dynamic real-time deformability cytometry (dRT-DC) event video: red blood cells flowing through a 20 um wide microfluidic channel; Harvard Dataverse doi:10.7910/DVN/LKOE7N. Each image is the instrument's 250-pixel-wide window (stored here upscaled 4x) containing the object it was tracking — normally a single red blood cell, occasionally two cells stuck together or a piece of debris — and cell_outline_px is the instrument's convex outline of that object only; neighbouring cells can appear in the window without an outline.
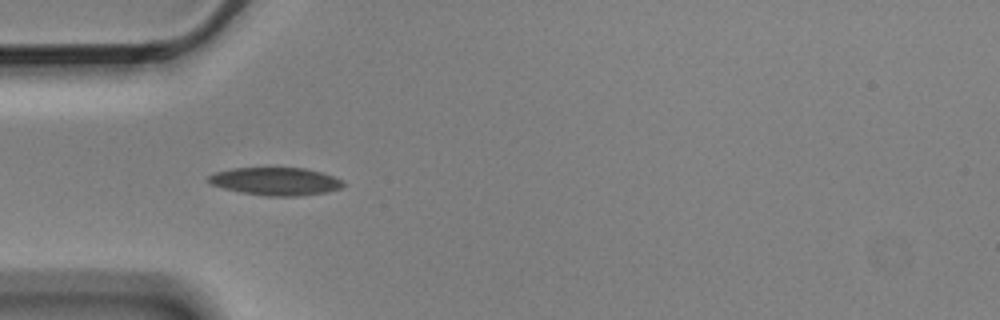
{"species": "Egyptian fruit bat (a non-hibernating species)", "species_latin": "Rousettus aegyptiacus", "temperature_condition": "cold", "stored_images_in_passage": 5, "camera_frame_rate_fps": 3000, "um_per_image_px": 0.085, "animal": {"sex": "male"}, "frame": {"image": 1, "passage_image": 4, "time_ms": 1.0, "image_size_px": [1000, 320], "cell_outline_px": [[344, 184], [340, 188], [324, 192], [300, 196], [268, 196], [244, 192], [224, 188], [212, 184], [208, 180], [208, 176], [216, 172], [232, 168], [304, 168], [320, 172], [344, 180]], "centroid_in_image_um": [23.45, 15.41], "position_along_channel_um": 61.6, "area_um2": 21.5}}
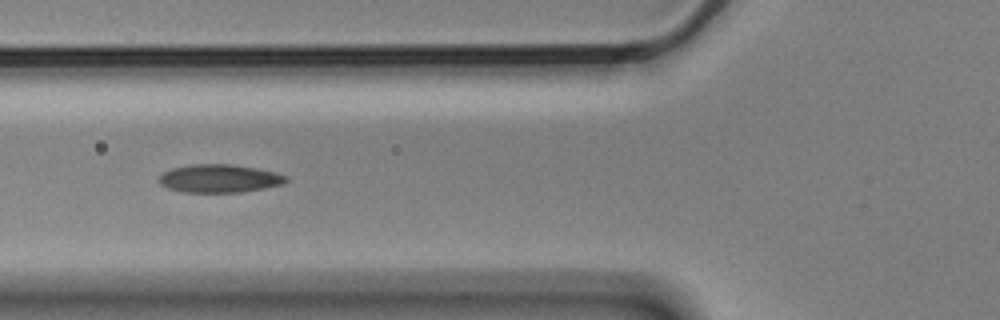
{"frame": {"image": 2, "passage_image": 5, "time_ms": 1.333, "image_size_px": [1000, 320], "cell_outline_px": [[288, 180], [284, 184], [264, 188], [240, 192], [184, 192], [168, 188], [160, 184], [156, 180], [164, 172], [172, 168], [192, 164], [232, 164], [256, 168], [276, 172], [288, 176]], "centroid_in_image_um": [18.66, 15.17], "position_along_channel_um": 107.1, "area_um2": 20.92}}